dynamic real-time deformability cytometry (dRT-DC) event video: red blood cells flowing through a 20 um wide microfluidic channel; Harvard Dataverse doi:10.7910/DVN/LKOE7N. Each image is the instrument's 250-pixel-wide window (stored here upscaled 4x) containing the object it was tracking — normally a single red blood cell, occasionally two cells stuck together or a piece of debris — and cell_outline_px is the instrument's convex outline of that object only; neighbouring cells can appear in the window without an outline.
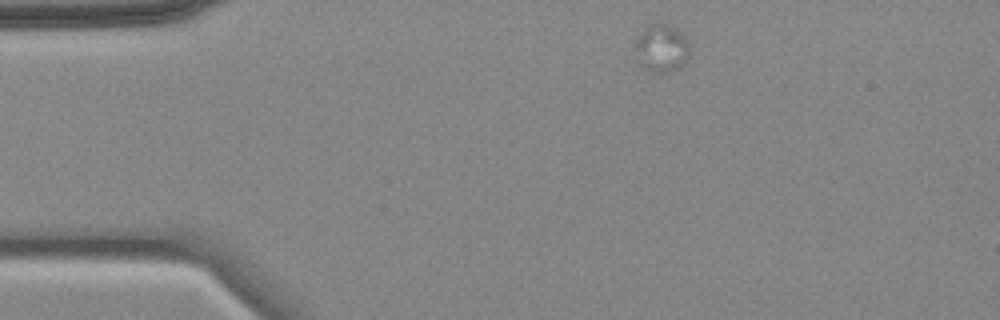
{"species": "common noctule bat (a hibernating species)", "species_latin": "Nyctalus noctula", "temperature_condition": "cold", "stored_images_in_passage": 3, "camera_frame_rate_fps": 3000, "um_per_image_px": 0.085, "animal": {"sex": "female", "body_mass_g": 18.4}, "frame": {"image": 1, "passage_image": 1, "time_ms": 0.0, "image_size_px": [1000, 320], "cell_outline_px": [[688, 56], [680, 68], [668, 72], [648, 72], [636, 64], [636, 40], [640, 32], [652, 20], [676, 28], [688, 40]], "centroid_in_image_um": [56.18, 4.1], "position_along_channel_um": 28.8, "area_um2": 15.55}}